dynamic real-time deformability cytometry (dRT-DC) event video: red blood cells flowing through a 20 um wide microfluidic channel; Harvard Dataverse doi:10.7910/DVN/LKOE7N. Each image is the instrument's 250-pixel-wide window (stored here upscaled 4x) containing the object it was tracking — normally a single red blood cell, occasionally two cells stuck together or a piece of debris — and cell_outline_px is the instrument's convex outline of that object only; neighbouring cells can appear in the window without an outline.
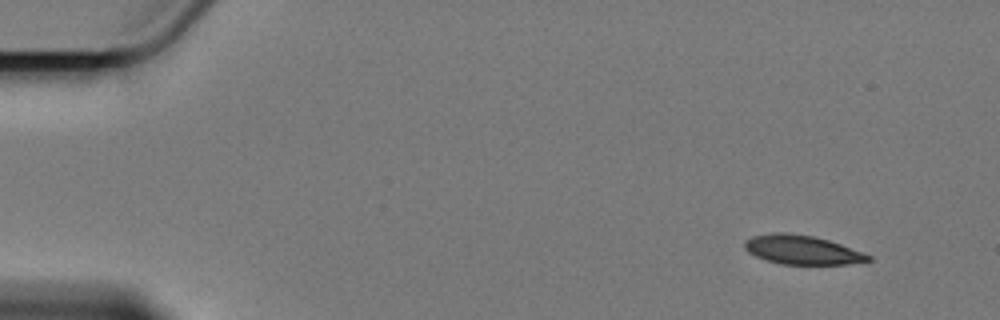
{"species": "Egyptian fruit bat (a non-hibernating species)", "species_latin": "Rousettus aegyptiacus", "temperature_condition": "cold", "stored_images_in_passage": 6, "camera_frame_rate_fps": 3000, "um_per_image_px": 0.085, "animal": {"sex": "female"}, "frame": {"image": 1, "passage_image": 1, "time_ms": 0.0, "image_size_px": [1000, 320], "cell_outline_px": [[872, 260], [848, 264], [780, 264], [756, 256], [748, 252], [744, 248], [744, 240], [752, 236], [772, 232], [788, 232], [812, 236], [828, 240], [840, 244], [872, 256]], "centroid_in_image_um": [68.14, 21.23], "position_along_channel_um": 16.9, "area_um2": 20.87}}
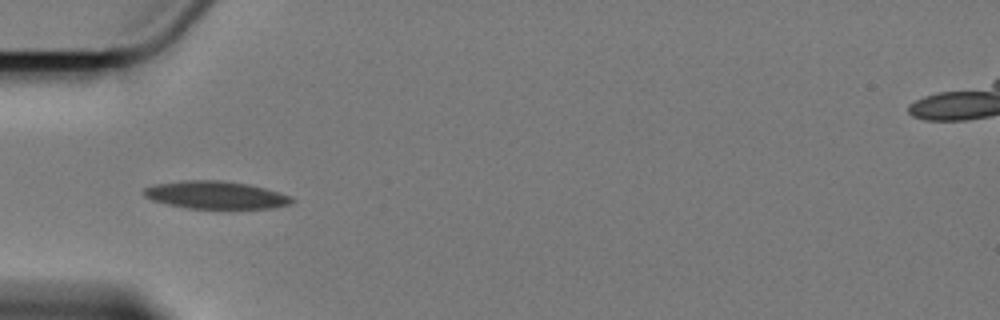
{"frame": {"image": 2, "passage_image": 5, "time_ms": 4.667, "image_size_px": [1000, 320], "cell_outline_px": [[296, 200], [292, 204], [272, 208], [188, 208], [168, 204], [152, 200], [144, 196], [144, 188], [152, 184], [184, 180], [224, 180], [248, 184], [264, 188], [288, 196]], "centroid_in_image_um": [18.31, 16.57], "position_along_channel_um": 66.7, "area_um2": 23.76}}
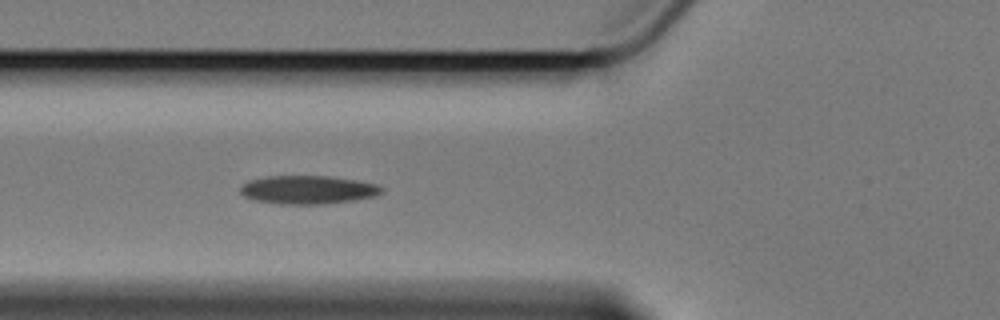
{"frame": {"image": 3, "passage_image": 6, "time_ms": 5.667, "image_size_px": [1000, 320], "cell_outline_px": [[384, 188], [380, 192], [372, 196], [352, 200], [324, 204], [280, 204], [256, 200], [244, 196], [240, 192], [240, 184], [248, 180], [268, 176], [328, 176], [356, 180], [376, 184]], "centroid_in_image_um": [26.1, 16.12], "position_along_channel_um": 99.7, "area_um2": 23.24}}